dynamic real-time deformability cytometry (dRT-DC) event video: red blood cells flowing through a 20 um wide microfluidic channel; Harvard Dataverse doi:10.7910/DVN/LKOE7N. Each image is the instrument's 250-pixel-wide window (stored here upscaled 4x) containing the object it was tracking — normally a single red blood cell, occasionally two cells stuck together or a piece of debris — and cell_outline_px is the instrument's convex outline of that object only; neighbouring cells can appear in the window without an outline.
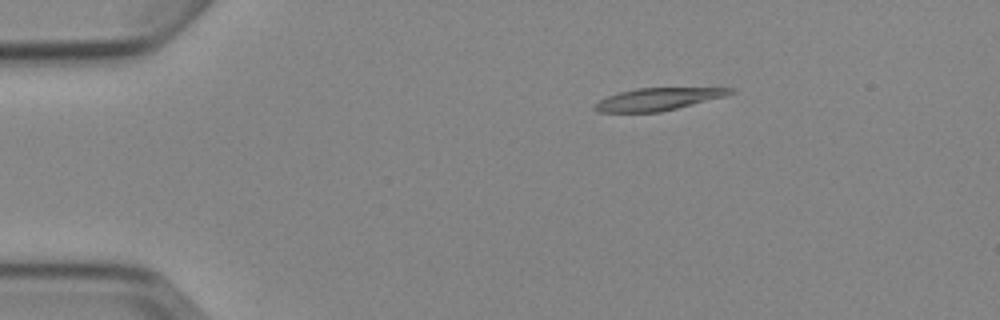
{"species": "Egyptian fruit bat (a non-hibernating species)", "species_latin": "Rousettus aegyptiacus", "temperature_condition": "cold", "stored_images_in_passage": 5, "camera_frame_rate_fps": 3000, "um_per_image_px": 0.085, "animal": {"sex": "female"}, "frame": {"image": 1, "passage_image": 3, "time_ms": 2.333, "image_size_px": [1000, 320], "cell_outline_px": [[736, 92], [724, 96], [660, 112], [600, 112], [592, 108], [600, 100], [608, 96], [620, 92], [636, 88], [736, 88]], "centroid_in_image_um": [55.93, 8.42], "position_along_channel_um": 29.1, "area_um2": 17.34}}
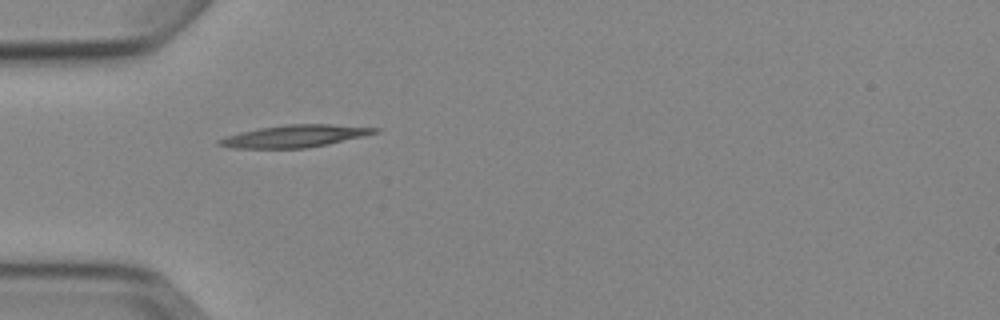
{"frame": {"image": 2, "passage_image": 5, "time_ms": 4.667, "image_size_px": [1000, 320], "cell_outline_px": [[380, 132], [364, 136], [328, 144], [304, 148], [228, 148], [216, 144], [216, 140], [240, 132], [260, 128], [288, 124], [332, 124], [380, 128]], "centroid_in_image_um": [25.06, 11.57], "position_along_channel_um": 59.9, "area_um2": 20.17}}